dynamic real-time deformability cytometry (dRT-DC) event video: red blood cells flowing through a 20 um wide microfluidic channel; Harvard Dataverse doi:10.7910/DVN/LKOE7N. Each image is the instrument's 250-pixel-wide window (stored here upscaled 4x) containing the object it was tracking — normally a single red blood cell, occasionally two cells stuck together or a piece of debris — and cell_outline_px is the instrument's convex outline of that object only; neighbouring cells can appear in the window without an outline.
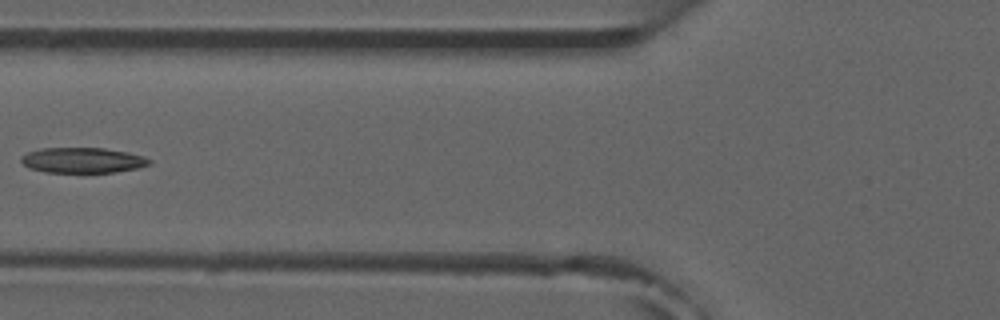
{"species": "common noctule bat (a hibernating species)", "species_latin": "Nyctalus noctula", "temperature_condition": "room temperature", "stored_images_in_passage": 6, "camera_frame_rate_fps": 3000, "um_per_image_px": 0.085, "animal": {"sex": "male", "forearm_length_mm": 52.5}, "frame": {"image": 1, "passage_image": 6, "time_ms": 6.667, "image_size_px": [1000, 320], "cell_outline_px": [[152, 164], [140, 168], [116, 172], [44, 172], [28, 168], [20, 160], [20, 156], [28, 152], [40, 148], [104, 148], [128, 152], [144, 156], [152, 160]], "centroid_in_image_um": [7.05, 13.62], "position_along_channel_um": 118.7, "area_um2": 19.19}}